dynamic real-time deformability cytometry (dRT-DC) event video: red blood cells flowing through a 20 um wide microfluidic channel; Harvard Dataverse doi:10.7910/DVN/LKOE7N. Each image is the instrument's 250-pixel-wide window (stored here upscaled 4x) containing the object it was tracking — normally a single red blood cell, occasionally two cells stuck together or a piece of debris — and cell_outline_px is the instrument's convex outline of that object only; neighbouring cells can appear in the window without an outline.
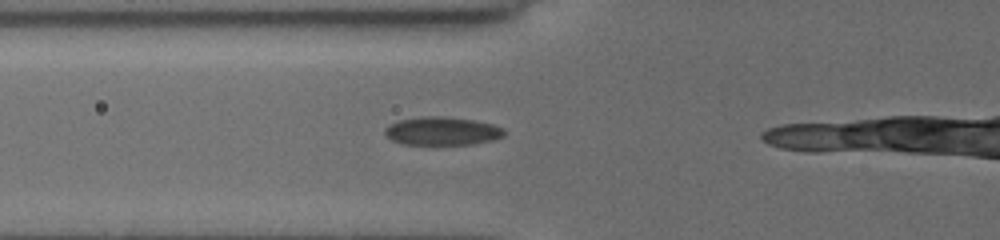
{"species": "common noctule bat (a hibernating species)", "species_latin": "Nyctalus noctula", "temperature_condition": "cold", "stored_images_in_passage": 15, "camera_frame_rate_fps": 3000, "um_per_image_px": 0.085, "animal": {"sex": "female", "body_mass_g": 19.5, "forearm_length_mm": 54.1}, "frame": {"image": 1, "passage_image": 11, "time_ms": 4.667, "image_size_px": [1000, 240], "cell_outline_px": [[504, 136], [492, 140], [472, 144], [400, 144], [392, 140], [384, 132], [384, 128], [388, 124], [400, 120], [420, 116], [444, 116], [472, 120], [492, 124], [504, 128]], "centroid_in_image_um": [37.55, 11.13], "position_along_channel_um": 88.2, "area_um2": 19.65}}